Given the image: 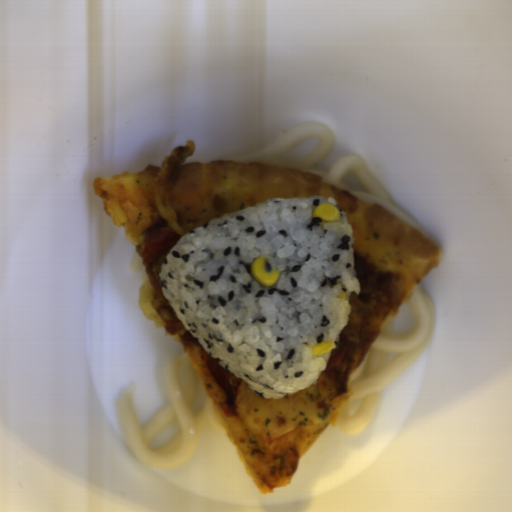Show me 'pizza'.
Instances as JSON below:
<instances>
[{
    "label": "pizza",
    "instance_id": "dd6c1bee",
    "mask_svg": "<svg viewBox=\"0 0 512 512\" xmlns=\"http://www.w3.org/2000/svg\"><path fill=\"white\" fill-rule=\"evenodd\" d=\"M161 166L141 172L96 176L94 193L114 226L124 229L139 256L145 280L138 290V307L152 324L183 347L199 383L225 433L261 494L290 485L299 459L335 422L351 396L350 377L344 391L321 372L311 385L282 398H262L241 379L236 400L226 393L208 367V351L189 332L172 334L153 304L158 281L154 262H143L140 245L155 231L169 229L156 202Z\"/></svg>",
    "mask_w": 512,
    "mask_h": 512
},
{
    "label": "pizza",
    "instance_id": "d2c48207",
    "mask_svg": "<svg viewBox=\"0 0 512 512\" xmlns=\"http://www.w3.org/2000/svg\"><path fill=\"white\" fill-rule=\"evenodd\" d=\"M313 196L336 200L352 227L354 254L389 275L393 302L378 334L441 258L435 242L399 216L311 173L227 159L183 163L170 193V205L185 236L210 220L272 198Z\"/></svg>",
    "mask_w": 512,
    "mask_h": 512
}]
</instances>
